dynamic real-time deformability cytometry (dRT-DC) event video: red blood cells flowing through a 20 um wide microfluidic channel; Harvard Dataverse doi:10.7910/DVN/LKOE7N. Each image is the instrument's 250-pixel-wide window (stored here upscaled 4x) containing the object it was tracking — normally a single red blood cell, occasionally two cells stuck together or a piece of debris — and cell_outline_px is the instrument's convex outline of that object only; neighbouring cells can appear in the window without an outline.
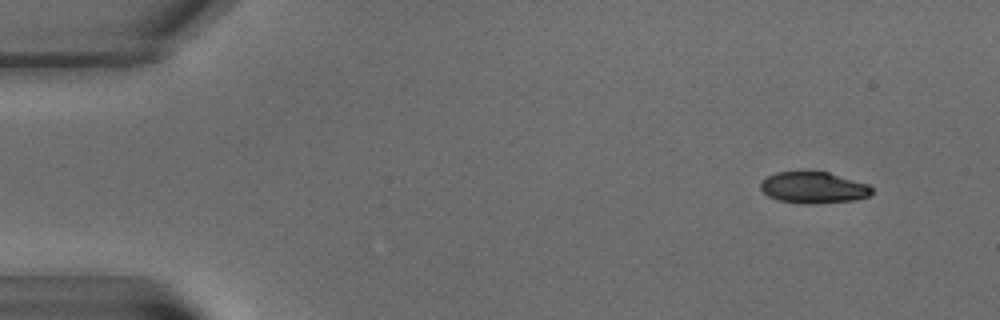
{"species": "common noctule bat (a hibernating species)", "species_latin": "Nyctalus noctula", "temperature_condition": "warm", "stored_images_in_passage": 7, "camera_frame_rate_fps": 3000, "um_per_image_px": 0.085, "animal": {"sex": "male", "body_mass_g": 15.6}, "frame": {"image": 1, "passage_image": 2, "time_ms": 1.333, "image_size_px": [1000, 320], "cell_outline_px": [[872, 192], [868, 196], [856, 200], [812, 204], [804, 204], [780, 200], [768, 196], [760, 188], [760, 180], [776, 172], [828, 172], [868, 184], [872, 188]], "centroid_in_image_um": [69.14, 15.95], "position_along_channel_um": 15.9, "area_um2": 20.29}}
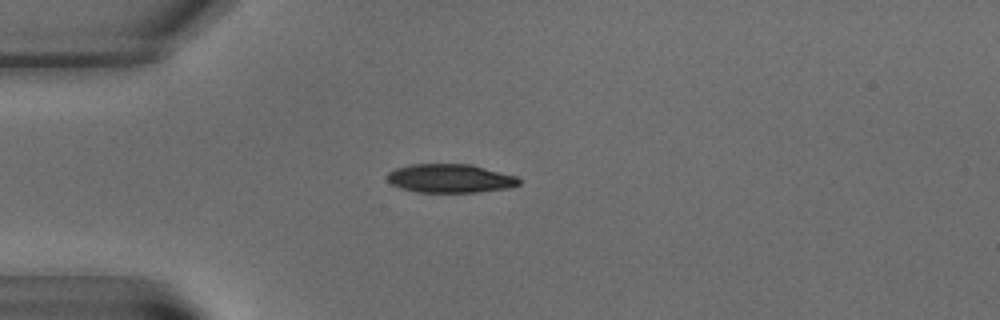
{"frame": {"image": 2, "passage_image": 5, "time_ms": 5.667, "image_size_px": [1000, 320], "cell_outline_px": [[520, 184], [512, 188], [480, 192], [416, 192], [400, 188], [392, 184], [388, 180], [388, 172], [396, 168], [412, 164], [472, 164], [516, 176], [520, 180]], "centroid_in_image_um": [38.3, 15.17], "position_along_channel_um": 46.7, "area_um2": 22.14}}
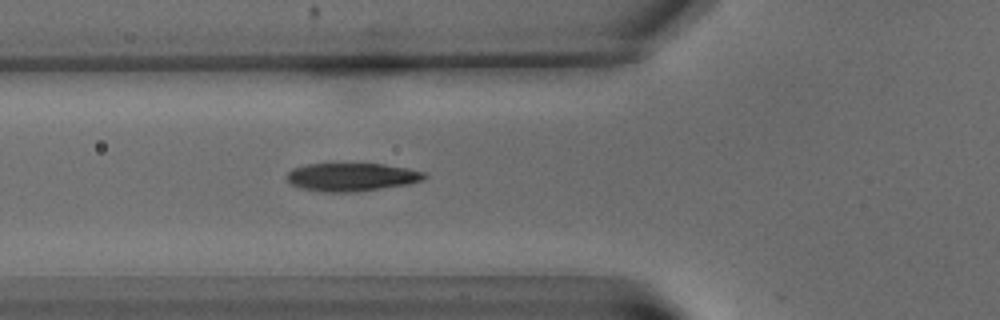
{"frame": {"image": 3, "passage_image": 7, "time_ms": 8.0, "image_size_px": [1000, 320], "cell_outline_px": [[428, 176], [424, 180], [408, 184], [356, 192], [324, 192], [304, 188], [292, 184], [288, 180], [288, 172], [292, 168], [304, 164], [384, 164], [408, 168], [424, 172]], "centroid_in_image_um": [29.93, 15.04], "position_along_channel_um": 95.9, "area_um2": 22.48}}